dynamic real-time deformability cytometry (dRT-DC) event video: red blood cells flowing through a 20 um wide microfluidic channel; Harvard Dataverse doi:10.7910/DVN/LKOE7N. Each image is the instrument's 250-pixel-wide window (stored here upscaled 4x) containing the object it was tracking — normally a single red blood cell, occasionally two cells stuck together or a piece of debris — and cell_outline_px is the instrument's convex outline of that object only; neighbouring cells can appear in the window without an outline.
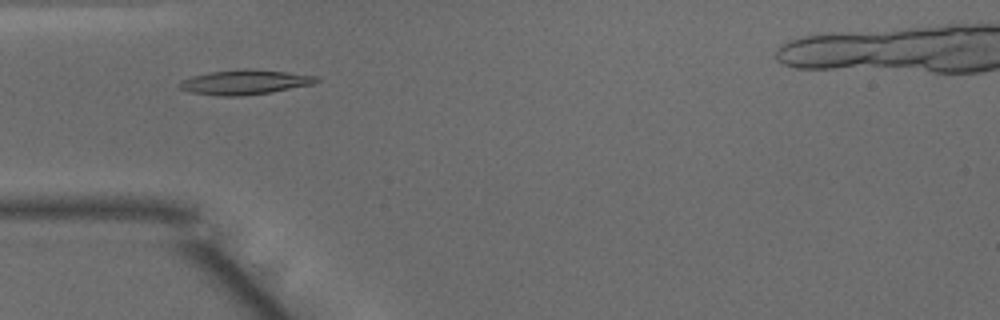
{"species": "common noctule bat (a hibernating species)", "species_latin": "Nyctalus noctula", "temperature_condition": "warm", "stored_images_in_passage": 44, "camera_frame_rate_fps": 3000, "um_per_image_px": 0.085, "animal": {"sex": "male", "body_mass_g": 15.6}, "frame": {"image": 1, "passage_image": 11, "time_ms": 3.333, "image_size_px": [1000, 320], "cell_outline_px": [[320, 80], [312, 84], [272, 92], [240, 96], [224, 96], [192, 92], [180, 88], [176, 84], [180, 80], [192, 76], [212, 72], [284, 72], [316, 76]], "centroid_in_image_um": [20.76, 7.04], "position_along_channel_um": 64.2, "area_um2": 18.38}}
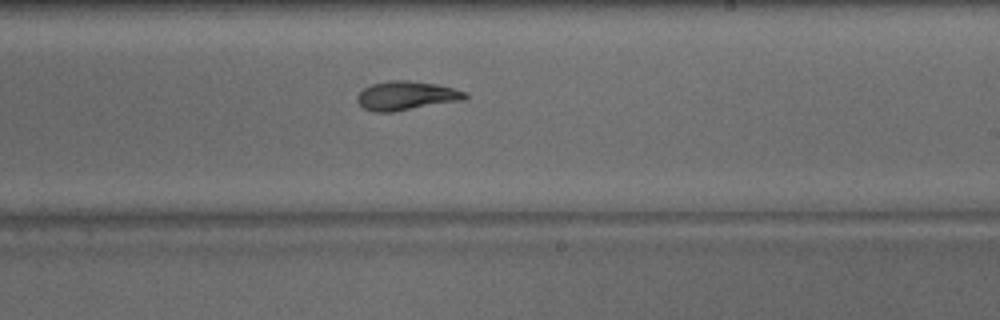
{"frame": {"image": 2, "passage_image": 25, "time_ms": 8.0, "image_size_px": [1000, 320], "cell_outline_px": [[468, 96], [464, 100], [392, 112], [372, 112], [364, 108], [356, 100], [356, 96], [364, 88], [372, 84], [388, 80], [408, 80], [436, 84], [452, 88], [464, 92]], "centroid_in_image_um": [34.5, 8.13], "position_along_channel_um": 254.5, "area_um2": 18.15}}
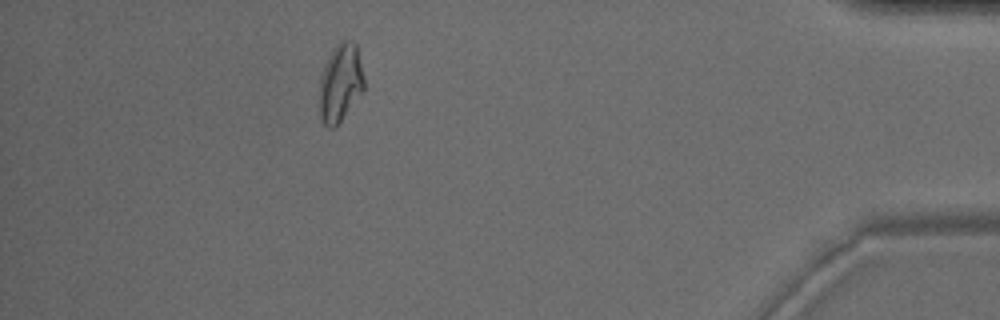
{"frame": {"image": 3, "passage_image": 40, "time_ms": 13.0, "image_size_px": [1000, 320], "cell_outline_px": [[364, 92], [340, 120], [332, 128], [328, 128], [320, 120], [320, 76], [324, 64], [332, 48], [340, 40], [352, 40], [356, 44], [364, 76]], "centroid_in_image_um": [28.94, 7.0], "position_along_channel_um": 406.3, "area_um2": 20.46}}